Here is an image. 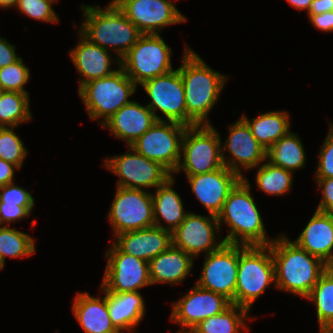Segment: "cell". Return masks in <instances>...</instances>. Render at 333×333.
I'll return each mask as SVG.
<instances>
[{
	"label": "cell",
	"mask_w": 333,
	"mask_h": 333,
	"mask_svg": "<svg viewBox=\"0 0 333 333\" xmlns=\"http://www.w3.org/2000/svg\"><path fill=\"white\" fill-rule=\"evenodd\" d=\"M182 64L179 66L187 111V127L211 124L208 113L218 101L224 84L225 75L212 70L194 50L185 47Z\"/></svg>",
	"instance_id": "obj_1"
},
{
	"label": "cell",
	"mask_w": 333,
	"mask_h": 333,
	"mask_svg": "<svg viewBox=\"0 0 333 333\" xmlns=\"http://www.w3.org/2000/svg\"><path fill=\"white\" fill-rule=\"evenodd\" d=\"M269 246L275 267V288L305 299L328 265L285 234L274 238Z\"/></svg>",
	"instance_id": "obj_2"
},
{
	"label": "cell",
	"mask_w": 333,
	"mask_h": 333,
	"mask_svg": "<svg viewBox=\"0 0 333 333\" xmlns=\"http://www.w3.org/2000/svg\"><path fill=\"white\" fill-rule=\"evenodd\" d=\"M80 9L84 21L79 32L97 46L106 50L112 47L117 56L116 64L120 67V60L136 44L142 33L113 1L105 9L83 4Z\"/></svg>",
	"instance_id": "obj_3"
},
{
	"label": "cell",
	"mask_w": 333,
	"mask_h": 333,
	"mask_svg": "<svg viewBox=\"0 0 333 333\" xmlns=\"http://www.w3.org/2000/svg\"><path fill=\"white\" fill-rule=\"evenodd\" d=\"M251 184L247 178H241L230 190L222 211L217 219L230 228L223 237L225 243L241 245H269L274 239L268 238L263 218L250 193Z\"/></svg>",
	"instance_id": "obj_4"
},
{
	"label": "cell",
	"mask_w": 333,
	"mask_h": 333,
	"mask_svg": "<svg viewBox=\"0 0 333 333\" xmlns=\"http://www.w3.org/2000/svg\"><path fill=\"white\" fill-rule=\"evenodd\" d=\"M272 283L275 286V267L270 246L239 244V263L233 304L250 311L253 302Z\"/></svg>",
	"instance_id": "obj_5"
},
{
	"label": "cell",
	"mask_w": 333,
	"mask_h": 333,
	"mask_svg": "<svg viewBox=\"0 0 333 333\" xmlns=\"http://www.w3.org/2000/svg\"><path fill=\"white\" fill-rule=\"evenodd\" d=\"M137 85L119 67L112 75L86 82L78 89L89 117L92 120L103 118L102 125L122 106L129 104Z\"/></svg>",
	"instance_id": "obj_6"
},
{
	"label": "cell",
	"mask_w": 333,
	"mask_h": 333,
	"mask_svg": "<svg viewBox=\"0 0 333 333\" xmlns=\"http://www.w3.org/2000/svg\"><path fill=\"white\" fill-rule=\"evenodd\" d=\"M222 144L219 132L211 124L188 126L181 142L182 161L175 173L183 170L186 176H194L222 168Z\"/></svg>",
	"instance_id": "obj_7"
},
{
	"label": "cell",
	"mask_w": 333,
	"mask_h": 333,
	"mask_svg": "<svg viewBox=\"0 0 333 333\" xmlns=\"http://www.w3.org/2000/svg\"><path fill=\"white\" fill-rule=\"evenodd\" d=\"M171 55V49L160 34H142L120 60V67L138 86L172 71Z\"/></svg>",
	"instance_id": "obj_8"
},
{
	"label": "cell",
	"mask_w": 333,
	"mask_h": 333,
	"mask_svg": "<svg viewBox=\"0 0 333 333\" xmlns=\"http://www.w3.org/2000/svg\"><path fill=\"white\" fill-rule=\"evenodd\" d=\"M186 128L173 121H156L131 147L145 158L161 164L174 176L181 161V142Z\"/></svg>",
	"instance_id": "obj_9"
},
{
	"label": "cell",
	"mask_w": 333,
	"mask_h": 333,
	"mask_svg": "<svg viewBox=\"0 0 333 333\" xmlns=\"http://www.w3.org/2000/svg\"><path fill=\"white\" fill-rule=\"evenodd\" d=\"M108 220L114 236L154 226L152 192L117 187Z\"/></svg>",
	"instance_id": "obj_10"
},
{
	"label": "cell",
	"mask_w": 333,
	"mask_h": 333,
	"mask_svg": "<svg viewBox=\"0 0 333 333\" xmlns=\"http://www.w3.org/2000/svg\"><path fill=\"white\" fill-rule=\"evenodd\" d=\"M103 165L120 177L116 185L122 188L156 189L173 176L161 164L138 154L131 146L120 156L107 157Z\"/></svg>",
	"instance_id": "obj_11"
},
{
	"label": "cell",
	"mask_w": 333,
	"mask_h": 333,
	"mask_svg": "<svg viewBox=\"0 0 333 333\" xmlns=\"http://www.w3.org/2000/svg\"><path fill=\"white\" fill-rule=\"evenodd\" d=\"M151 102L147 106L157 121H173L187 126L185 91L179 69L149 79L141 84ZM161 111L166 120L155 111Z\"/></svg>",
	"instance_id": "obj_12"
},
{
	"label": "cell",
	"mask_w": 333,
	"mask_h": 333,
	"mask_svg": "<svg viewBox=\"0 0 333 333\" xmlns=\"http://www.w3.org/2000/svg\"><path fill=\"white\" fill-rule=\"evenodd\" d=\"M106 270L101 287L107 292H139V289L150 286L149 262L123 253L114 243L105 253Z\"/></svg>",
	"instance_id": "obj_13"
},
{
	"label": "cell",
	"mask_w": 333,
	"mask_h": 333,
	"mask_svg": "<svg viewBox=\"0 0 333 333\" xmlns=\"http://www.w3.org/2000/svg\"><path fill=\"white\" fill-rule=\"evenodd\" d=\"M204 260L202 273L196 284L223 295L233 304L239 263V244L224 243L216 251L206 254Z\"/></svg>",
	"instance_id": "obj_14"
},
{
	"label": "cell",
	"mask_w": 333,
	"mask_h": 333,
	"mask_svg": "<svg viewBox=\"0 0 333 333\" xmlns=\"http://www.w3.org/2000/svg\"><path fill=\"white\" fill-rule=\"evenodd\" d=\"M142 34L187 21L171 0H112Z\"/></svg>",
	"instance_id": "obj_15"
},
{
	"label": "cell",
	"mask_w": 333,
	"mask_h": 333,
	"mask_svg": "<svg viewBox=\"0 0 333 333\" xmlns=\"http://www.w3.org/2000/svg\"><path fill=\"white\" fill-rule=\"evenodd\" d=\"M172 305L170 320L183 328L177 333H189L201 321L222 313L231 302L223 295L195 284L183 298Z\"/></svg>",
	"instance_id": "obj_16"
},
{
	"label": "cell",
	"mask_w": 333,
	"mask_h": 333,
	"mask_svg": "<svg viewBox=\"0 0 333 333\" xmlns=\"http://www.w3.org/2000/svg\"><path fill=\"white\" fill-rule=\"evenodd\" d=\"M215 230L220 232L217 216H203L188 213L181 224L172 232V245L182 249L193 258L205 251V254L216 251L225 242L217 240ZM218 242V243H217Z\"/></svg>",
	"instance_id": "obj_17"
},
{
	"label": "cell",
	"mask_w": 333,
	"mask_h": 333,
	"mask_svg": "<svg viewBox=\"0 0 333 333\" xmlns=\"http://www.w3.org/2000/svg\"><path fill=\"white\" fill-rule=\"evenodd\" d=\"M223 146L221 149L224 165L242 178H244L241 172L243 168L246 171L254 169V167L257 168L258 164L266 160L267 151L252 135L249 126L242 118L230 125L229 135ZM226 150L231 154V157L228 156L225 159Z\"/></svg>",
	"instance_id": "obj_18"
},
{
	"label": "cell",
	"mask_w": 333,
	"mask_h": 333,
	"mask_svg": "<svg viewBox=\"0 0 333 333\" xmlns=\"http://www.w3.org/2000/svg\"><path fill=\"white\" fill-rule=\"evenodd\" d=\"M241 178L225 165L209 173L187 176L194 195L208 210L209 215L215 216L222 211L230 190Z\"/></svg>",
	"instance_id": "obj_19"
},
{
	"label": "cell",
	"mask_w": 333,
	"mask_h": 333,
	"mask_svg": "<svg viewBox=\"0 0 333 333\" xmlns=\"http://www.w3.org/2000/svg\"><path fill=\"white\" fill-rule=\"evenodd\" d=\"M113 243L128 255L147 262L172 245V233L157 226L123 232L115 236Z\"/></svg>",
	"instance_id": "obj_20"
},
{
	"label": "cell",
	"mask_w": 333,
	"mask_h": 333,
	"mask_svg": "<svg viewBox=\"0 0 333 333\" xmlns=\"http://www.w3.org/2000/svg\"><path fill=\"white\" fill-rule=\"evenodd\" d=\"M156 121L154 113L147 105L142 106L138 102L131 101L122 106L101 126L108 128L116 138L124 140L129 147Z\"/></svg>",
	"instance_id": "obj_21"
},
{
	"label": "cell",
	"mask_w": 333,
	"mask_h": 333,
	"mask_svg": "<svg viewBox=\"0 0 333 333\" xmlns=\"http://www.w3.org/2000/svg\"><path fill=\"white\" fill-rule=\"evenodd\" d=\"M294 242L328 266H333V214L315 210Z\"/></svg>",
	"instance_id": "obj_22"
},
{
	"label": "cell",
	"mask_w": 333,
	"mask_h": 333,
	"mask_svg": "<svg viewBox=\"0 0 333 333\" xmlns=\"http://www.w3.org/2000/svg\"><path fill=\"white\" fill-rule=\"evenodd\" d=\"M80 41L70 50V57L82 79L79 88L86 82L112 75L118 69H111L109 50L91 43L80 32Z\"/></svg>",
	"instance_id": "obj_23"
},
{
	"label": "cell",
	"mask_w": 333,
	"mask_h": 333,
	"mask_svg": "<svg viewBox=\"0 0 333 333\" xmlns=\"http://www.w3.org/2000/svg\"><path fill=\"white\" fill-rule=\"evenodd\" d=\"M72 312L85 333H120L110 319L105 295L95 298L87 292H78Z\"/></svg>",
	"instance_id": "obj_24"
},
{
	"label": "cell",
	"mask_w": 333,
	"mask_h": 333,
	"mask_svg": "<svg viewBox=\"0 0 333 333\" xmlns=\"http://www.w3.org/2000/svg\"><path fill=\"white\" fill-rule=\"evenodd\" d=\"M193 257L182 249L171 245L149 261V277L151 284L169 283L171 286L182 283L191 274L194 266Z\"/></svg>",
	"instance_id": "obj_25"
},
{
	"label": "cell",
	"mask_w": 333,
	"mask_h": 333,
	"mask_svg": "<svg viewBox=\"0 0 333 333\" xmlns=\"http://www.w3.org/2000/svg\"><path fill=\"white\" fill-rule=\"evenodd\" d=\"M101 292L107 298V307L110 319L115 328L120 332L138 326L145 314V301L140 292L113 293L101 287ZM137 333V332H136Z\"/></svg>",
	"instance_id": "obj_26"
},
{
	"label": "cell",
	"mask_w": 333,
	"mask_h": 333,
	"mask_svg": "<svg viewBox=\"0 0 333 333\" xmlns=\"http://www.w3.org/2000/svg\"><path fill=\"white\" fill-rule=\"evenodd\" d=\"M174 178L171 176L152 193L154 225L171 233L181 224L189 212L184 211L180 195L172 189ZM162 219L168 226L162 225ZM161 220V221H160Z\"/></svg>",
	"instance_id": "obj_27"
},
{
	"label": "cell",
	"mask_w": 333,
	"mask_h": 333,
	"mask_svg": "<svg viewBox=\"0 0 333 333\" xmlns=\"http://www.w3.org/2000/svg\"><path fill=\"white\" fill-rule=\"evenodd\" d=\"M241 118L266 151L290 132L289 114L285 111L266 112L252 120L248 119L246 115H242Z\"/></svg>",
	"instance_id": "obj_28"
},
{
	"label": "cell",
	"mask_w": 333,
	"mask_h": 333,
	"mask_svg": "<svg viewBox=\"0 0 333 333\" xmlns=\"http://www.w3.org/2000/svg\"><path fill=\"white\" fill-rule=\"evenodd\" d=\"M266 159L273 165L292 172L301 169L306 164L303 144L298 135L291 131L267 150Z\"/></svg>",
	"instance_id": "obj_29"
},
{
	"label": "cell",
	"mask_w": 333,
	"mask_h": 333,
	"mask_svg": "<svg viewBox=\"0 0 333 333\" xmlns=\"http://www.w3.org/2000/svg\"><path fill=\"white\" fill-rule=\"evenodd\" d=\"M248 312L243 307L231 304L222 313L201 321L189 333H240L241 328L249 329L245 323Z\"/></svg>",
	"instance_id": "obj_30"
},
{
	"label": "cell",
	"mask_w": 333,
	"mask_h": 333,
	"mask_svg": "<svg viewBox=\"0 0 333 333\" xmlns=\"http://www.w3.org/2000/svg\"><path fill=\"white\" fill-rule=\"evenodd\" d=\"M306 299L316 305L319 328H333V266L321 274Z\"/></svg>",
	"instance_id": "obj_31"
},
{
	"label": "cell",
	"mask_w": 333,
	"mask_h": 333,
	"mask_svg": "<svg viewBox=\"0 0 333 333\" xmlns=\"http://www.w3.org/2000/svg\"><path fill=\"white\" fill-rule=\"evenodd\" d=\"M27 93L3 91L0 96V127H18L32 119Z\"/></svg>",
	"instance_id": "obj_32"
},
{
	"label": "cell",
	"mask_w": 333,
	"mask_h": 333,
	"mask_svg": "<svg viewBox=\"0 0 333 333\" xmlns=\"http://www.w3.org/2000/svg\"><path fill=\"white\" fill-rule=\"evenodd\" d=\"M266 163L259 165L256 173L258 188L270 195H285L290 191L293 184V172L273 165L266 159Z\"/></svg>",
	"instance_id": "obj_33"
},
{
	"label": "cell",
	"mask_w": 333,
	"mask_h": 333,
	"mask_svg": "<svg viewBox=\"0 0 333 333\" xmlns=\"http://www.w3.org/2000/svg\"><path fill=\"white\" fill-rule=\"evenodd\" d=\"M36 252L35 239L29 234L10 228L0 227V258L5 265L6 257L31 256Z\"/></svg>",
	"instance_id": "obj_34"
},
{
	"label": "cell",
	"mask_w": 333,
	"mask_h": 333,
	"mask_svg": "<svg viewBox=\"0 0 333 333\" xmlns=\"http://www.w3.org/2000/svg\"><path fill=\"white\" fill-rule=\"evenodd\" d=\"M14 129L15 127H0V159L21 169L28 151Z\"/></svg>",
	"instance_id": "obj_35"
},
{
	"label": "cell",
	"mask_w": 333,
	"mask_h": 333,
	"mask_svg": "<svg viewBox=\"0 0 333 333\" xmlns=\"http://www.w3.org/2000/svg\"><path fill=\"white\" fill-rule=\"evenodd\" d=\"M30 78V69L20 58L15 63L0 68V88L3 91L28 92L24 89Z\"/></svg>",
	"instance_id": "obj_36"
},
{
	"label": "cell",
	"mask_w": 333,
	"mask_h": 333,
	"mask_svg": "<svg viewBox=\"0 0 333 333\" xmlns=\"http://www.w3.org/2000/svg\"><path fill=\"white\" fill-rule=\"evenodd\" d=\"M54 0H18L16 8L24 13L25 15L31 17L32 19L38 21H44L49 23H58V14L53 10Z\"/></svg>",
	"instance_id": "obj_37"
},
{
	"label": "cell",
	"mask_w": 333,
	"mask_h": 333,
	"mask_svg": "<svg viewBox=\"0 0 333 333\" xmlns=\"http://www.w3.org/2000/svg\"><path fill=\"white\" fill-rule=\"evenodd\" d=\"M0 191V202H5V205H21L32 211L34 197L23 187L12 182L0 187Z\"/></svg>",
	"instance_id": "obj_38"
},
{
	"label": "cell",
	"mask_w": 333,
	"mask_h": 333,
	"mask_svg": "<svg viewBox=\"0 0 333 333\" xmlns=\"http://www.w3.org/2000/svg\"><path fill=\"white\" fill-rule=\"evenodd\" d=\"M328 132L319 152L316 178H333V124L330 125Z\"/></svg>",
	"instance_id": "obj_39"
},
{
	"label": "cell",
	"mask_w": 333,
	"mask_h": 333,
	"mask_svg": "<svg viewBox=\"0 0 333 333\" xmlns=\"http://www.w3.org/2000/svg\"><path fill=\"white\" fill-rule=\"evenodd\" d=\"M30 214L31 212L24 206L5 205V202H0V226L10 225V223H15L17 220L21 221Z\"/></svg>",
	"instance_id": "obj_40"
},
{
	"label": "cell",
	"mask_w": 333,
	"mask_h": 333,
	"mask_svg": "<svg viewBox=\"0 0 333 333\" xmlns=\"http://www.w3.org/2000/svg\"><path fill=\"white\" fill-rule=\"evenodd\" d=\"M316 180L319 190H322V199L316 210L333 214V178H316Z\"/></svg>",
	"instance_id": "obj_41"
},
{
	"label": "cell",
	"mask_w": 333,
	"mask_h": 333,
	"mask_svg": "<svg viewBox=\"0 0 333 333\" xmlns=\"http://www.w3.org/2000/svg\"><path fill=\"white\" fill-rule=\"evenodd\" d=\"M15 46L0 37V68L11 65L18 61L21 57H17Z\"/></svg>",
	"instance_id": "obj_42"
},
{
	"label": "cell",
	"mask_w": 333,
	"mask_h": 333,
	"mask_svg": "<svg viewBox=\"0 0 333 333\" xmlns=\"http://www.w3.org/2000/svg\"><path fill=\"white\" fill-rule=\"evenodd\" d=\"M308 17L316 29L324 32L333 31V11H327L317 15H308Z\"/></svg>",
	"instance_id": "obj_43"
},
{
	"label": "cell",
	"mask_w": 333,
	"mask_h": 333,
	"mask_svg": "<svg viewBox=\"0 0 333 333\" xmlns=\"http://www.w3.org/2000/svg\"><path fill=\"white\" fill-rule=\"evenodd\" d=\"M15 169L19 170L16 165L0 159V187L14 182Z\"/></svg>",
	"instance_id": "obj_44"
},
{
	"label": "cell",
	"mask_w": 333,
	"mask_h": 333,
	"mask_svg": "<svg viewBox=\"0 0 333 333\" xmlns=\"http://www.w3.org/2000/svg\"><path fill=\"white\" fill-rule=\"evenodd\" d=\"M333 11V0H313L308 15H317Z\"/></svg>",
	"instance_id": "obj_45"
},
{
	"label": "cell",
	"mask_w": 333,
	"mask_h": 333,
	"mask_svg": "<svg viewBox=\"0 0 333 333\" xmlns=\"http://www.w3.org/2000/svg\"><path fill=\"white\" fill-rule=\"evenodd\" d=\"M312 1L313 0H287V2L297 10L304 9L307 10V13L309 12Z\"/></svg>",
	"instance_id": "obj_46"
},
{
	"label": "cell",
	"mask_w": 333,
	"mask_h": 333,
	"mask_svg": "<svg viewBox=\"0 0 333 333\" xmlns=\"http://www.w3.org/2000/svg\"><path fill=\"white\" fill-rule=\"evenodd\" d=\"M18 0H0V8H11L15 7Z\"/></svg>",
	"instance_id": "obj_47"
},
{
	"label": "cell",
	"mask_w": 333,
	"mask_h": 333,
	"mask_svg": "<svg viewBox=\"0 0 333 333\" xmlns=\"http://www.w3.org/2000/svg\"><path fill=\"white\" fill-rule=\"evenodd\" d=\"M320 333H333L332 327L320 328Z\"/></svg>",
	"instance_id": "obj_48"
},
{
	"label": "cell",
	"mask_w": 333,
	"mask_h": 333,
	"mask_svg": "<svg viewBox=\"0 0 333 333\" xmlns=\"http://www.w3.org/2000/svg\"><path fill=\"white\" fill-rule=\"evenodd\" d=\"M4 268V263L2 262L1 258H0V269Z\"/></svg>",
	"instance_id": "obj_49"
}]
</instances>
